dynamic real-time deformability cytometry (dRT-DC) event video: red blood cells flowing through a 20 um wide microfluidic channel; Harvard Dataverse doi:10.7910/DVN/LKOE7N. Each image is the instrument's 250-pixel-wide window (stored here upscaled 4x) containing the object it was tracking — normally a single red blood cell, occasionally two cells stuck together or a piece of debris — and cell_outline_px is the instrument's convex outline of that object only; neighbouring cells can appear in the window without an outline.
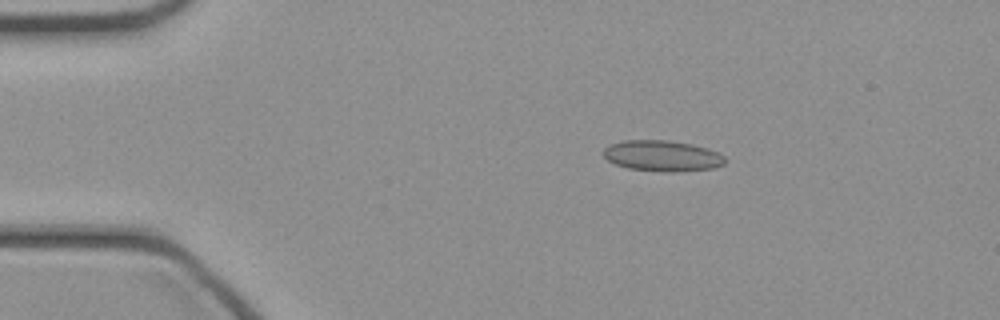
{"species": "common noctule bat (a hibernating species)", "species_latin": "Nyctalus noctula", "temperature_condition": "cold", "stored_images_in_passage": 46, "camera_frame_rate_fps": 3000, "um_per_image_px": 0.085, "animal": {"sex": "female", "body_mass_g": 21.9}, "frame": {"image": 1, "passage_image": 8, "time_ms": 2.333, "image_size_px": [1000, 320], "cell_outline_px": [[728, 160], [724, 164], [716, 168], [676, 172], [668, 172], [628, 168], [616, 164], [608, 160], [604, 156], [604, 148], [608, 144], [624, 140], [668, 140], [692, 144], [708, 148], [720, 152]], "centroid_in_image_um": [56.35, 13.24], "position_along_channel_um": 28.7, "area_um2": 22.14}}
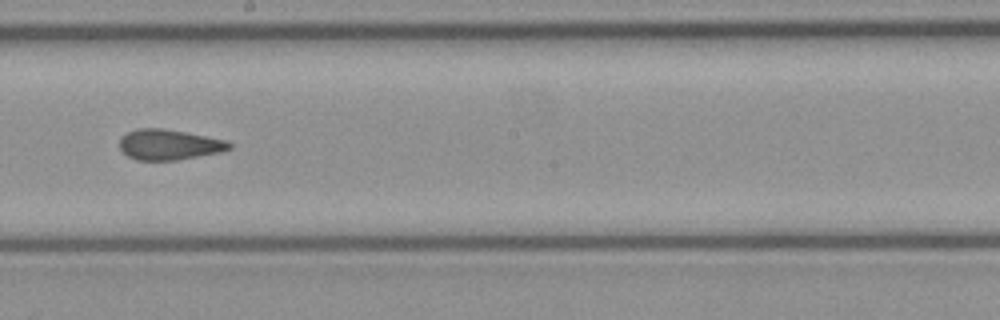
{"frame": {"image": 2, "passage_image": 26, "time_ms": 8.333, "image_size_px": [1000, 320], "cell_outline_px": [[232, 148], [220, 152], [176, 160], [136, 160], [128, 156], [120, 148], [120, 136], [136, 128], [164, 128], [228, 140], [232, 144]], "centroid_in_image_um": [14.37, 12.28], "position_along_channel_um": 233.8, "area_um2": 19.54}}
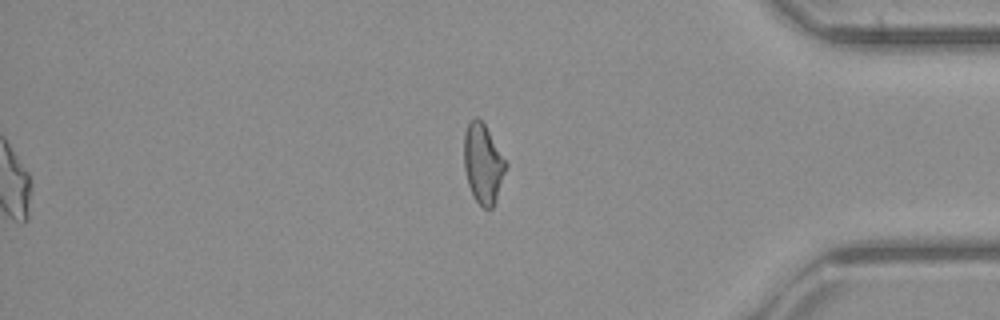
{"frame": {"image": 3, "passage_image": 39, "time_ms": 12.667, "image_size_px": [1000, 320], "cell_outline_px": [[508, 164], [496, 200], [492, 208], [484, 208], [476, 200], [468, 184], [464, 168], [464, 132], [468, 124], [476, 116], [484, 124]], "centroid_in_image_um": [41.06, 13.91], "position_along_channel_um": 394.1, "area_um2": 19.13}}